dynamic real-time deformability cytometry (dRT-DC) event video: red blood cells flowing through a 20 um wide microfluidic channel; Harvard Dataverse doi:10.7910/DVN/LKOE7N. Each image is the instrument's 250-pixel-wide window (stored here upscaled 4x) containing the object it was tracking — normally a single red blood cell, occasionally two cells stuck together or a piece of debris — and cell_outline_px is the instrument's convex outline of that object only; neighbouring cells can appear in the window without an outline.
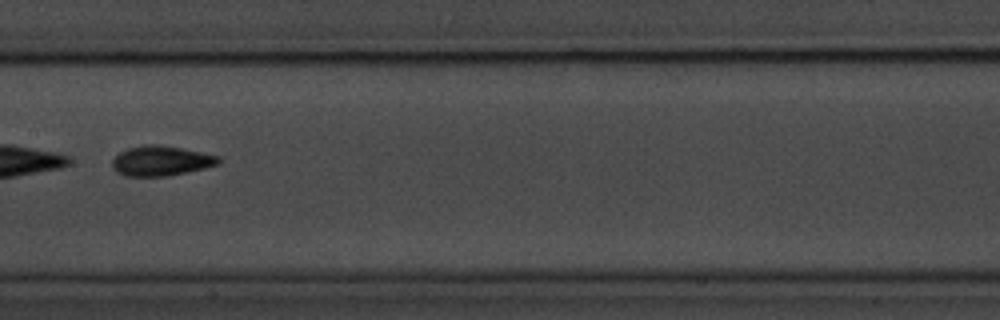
{"species": "common noctule bat (a hibernating species)", "species_latin": "Nyctalus noctula", "temperature_condition": "room temperature", "stored_images_in_passage": 12, "camera_frame_rate_fps": 3000, "um_per_image_px": 0.085, "animal": {"sex": "male", "body_mass_g": 20.1, "forearm_length_mm": 53.5}, "frame": {"image": 1, "passage_image": 6, "time_ms": 6.333, "image_size_px": [1000, 320], "cell_outline_px": [[220, 164], [204, 168], [168, 176], [124, 176], [116, 172], [112, 168], [112, 160], [120, 152], [128, 148], [144, 144], [156, 144], [180, 148], [220, 156]], "centroid_in_image_um": [13.66, 13.67], "position_along_channel_um": 193.7, "area_um2": 18.55}, "authors_computed_cell_mechanics": {"area_um2": 18.207, "velocity_mm_per_s": 3.674, "shape_relaxation_time_tau1_ms": 3.1496, "shape_relaxation_time_tau2_ms": null, "deformation_change_tau1": 0.0954, "deformation_change_tau2": null}}